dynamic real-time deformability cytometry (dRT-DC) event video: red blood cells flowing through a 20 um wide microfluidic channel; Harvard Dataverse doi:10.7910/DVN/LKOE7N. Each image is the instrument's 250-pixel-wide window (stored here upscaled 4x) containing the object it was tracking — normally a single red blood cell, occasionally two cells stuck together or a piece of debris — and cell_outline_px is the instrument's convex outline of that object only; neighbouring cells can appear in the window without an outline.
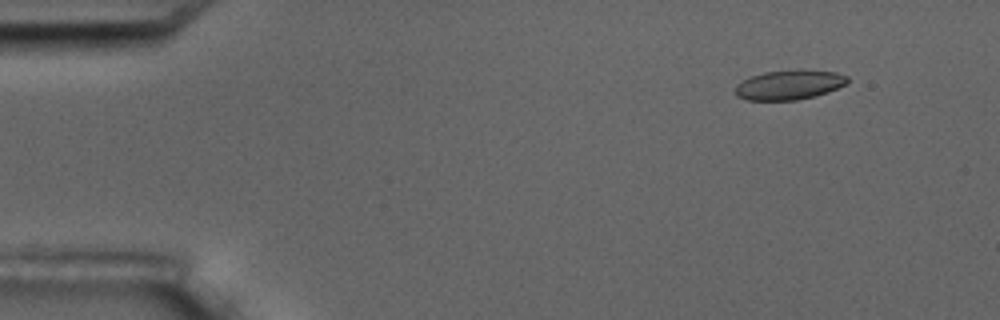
{"species": "common noctule bat (a hibernating species)", "species_latin": "Nyctalus noctula", "temperature_condition": "room temperature", "stored_images_in_passage": 5, "camera_frame_rate_fps": 3000, "um_per_image_px": 0.085, "animal": {"sex": "male", "body_mass_g": 17.5, "forearm_length_mm": 52.3}, "frame": {"image": 1, "passage_image": 2, "time_ms": 1.0, "image_size_px": [1000, 320], "cell_outline_px": [[848, 84], [828, 92], [816, 96], [796, 100], [748, 100], [736, 96], [736, 84], [752, 76], [764, 72], [800, 68], [836, 72], [848, 76]], "centroid_in_image_um": [67.14, 7.19], "position_along_channel_um": 17.9, "area_um2": 19.71}}
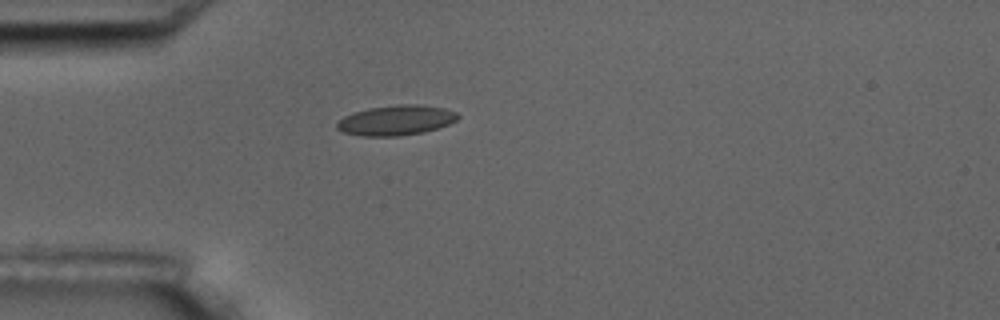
{"frame": {"image": 2, "passage_image": 5, "time_ms": 4.333, "image_size_px": [1000, 320], "cell_outline_px": [[460, 116], [456, 120], [448, 124], [424, 132], [400, 136], [360, 136], [340, 132], [336, 128], [336, 124], [344, 116], [352, 112], [368, 108], [396, 104], [416, 104], [444, 108], [456, 112]], "centroid_in_image_um": [33.62, 10.22], "position_along_channel_um": 51.4, "area_um2": 21.33}}